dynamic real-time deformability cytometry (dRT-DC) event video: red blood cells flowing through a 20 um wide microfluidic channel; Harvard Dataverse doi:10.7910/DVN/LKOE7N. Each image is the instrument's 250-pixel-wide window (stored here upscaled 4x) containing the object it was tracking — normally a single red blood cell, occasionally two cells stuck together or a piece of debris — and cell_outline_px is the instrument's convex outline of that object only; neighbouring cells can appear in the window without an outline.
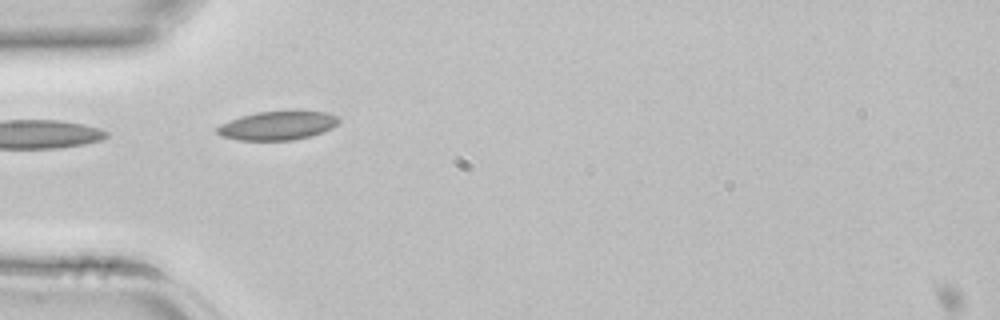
{"species": "common noctule bat (a hibernating species)", "species_latin": "Nyctalus noctula", "temperature_condition": "room temperature", "stored_images_in_passage": 5, "camera_frame_rate_fps": 3000, "um_per_image_px": 0.085, "animal": {"sex": "female", "body_mass_g": 22.7, "forearm_length_mm": 54.2}, "frame": {"image": 1, "passage_image": 4, "time_ms": 1.0, "image_size_px": [1000, 320], "cell_outline_px": [[340, 120], [332, 128], [324, 132], [312, 136], [292, 140], [240, 140], [220, 136], [216, 132], [216, 128], [220, 124], [240, 116], [256, 112], [284, 108], [300, 108], [328, 112], [340, 116]], "centroid_in_image_um": [23.67, 10.61], "position_along_channel_um": 61.3, "area_um2": 21.62}}